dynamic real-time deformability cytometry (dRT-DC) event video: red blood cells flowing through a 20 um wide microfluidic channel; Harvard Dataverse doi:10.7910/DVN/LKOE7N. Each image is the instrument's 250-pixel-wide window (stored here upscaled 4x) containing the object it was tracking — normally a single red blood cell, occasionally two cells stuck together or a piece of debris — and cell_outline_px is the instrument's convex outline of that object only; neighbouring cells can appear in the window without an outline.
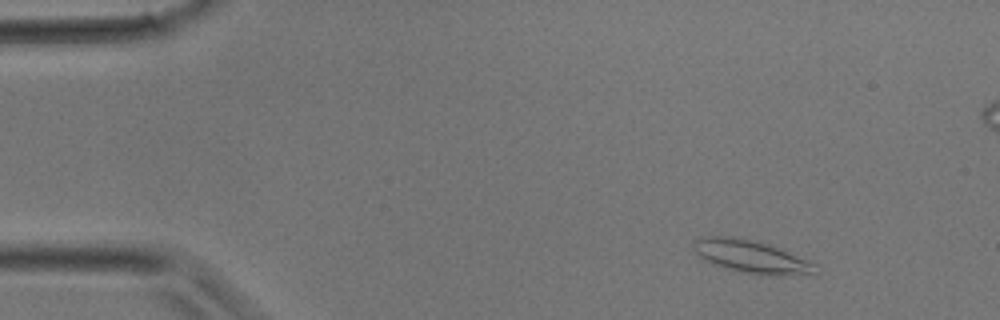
{"species": "common noctule bat (a hibernating species)", "species_latin": "Nyctalus noctula", "temperature_condition": "room temperature", "stored_images_in_passage": 35, "camera_frame_rate_fps": 3000, "um_per_image_px": 0.085, "animal": {"sex": "male", "body_mass_g": 17.9}, "frame": {"image": 1, "passage_image": 4, "time_ms": 1.0, "image_size_px": [1000, 320], "cell_outline_px": [[816, 264], [812, 272], [768, 276], [744, 272], [728, 268], [716, 264], [700, 256], [692, 248], [692, 240], [704, 236], [728, 236], [752, 240], [772, 244]], "centroid_in_image_um": [63.79, 21.77], "position_along_channel_um": 21.2, "area_um2": 22.72}}
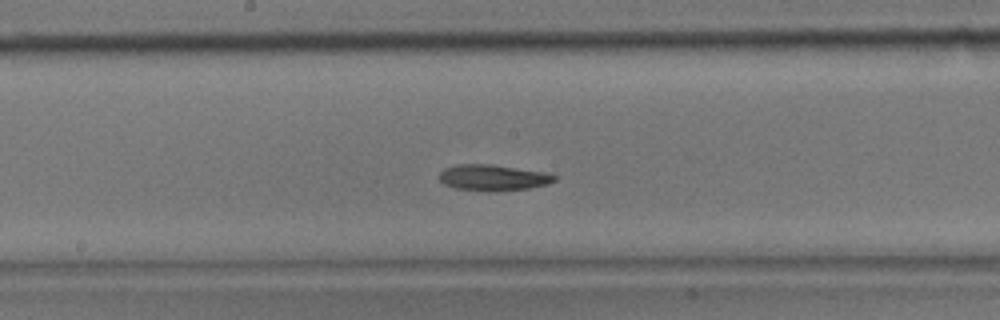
{"frame": {"image": 2, "passage_image": 18, "time_ms": 5.667, "image_size_px": [1000, 320], "cell_outline_px": [[556, 180], [548, 184], [528, 188], [492, 192], [488, 192], [456, 188], [444, 184], [440, 180], [440, 172], [444, 168], [456, 164], [492, 164], [544, 172], [556, 176]], "centroid_in_image_um": [41.89, 15.1], "position_along_channel_um": 206.3, "area_um2": 17.51}}
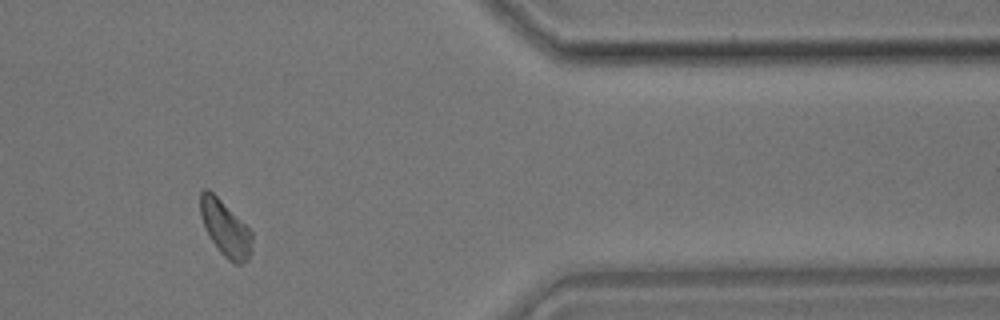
{"frame": {"image": 3, "passage_image": 29, "time_ms": 9.333, "image_size_px": [1000, 320], "cell_outline_px": [[252, 252], [248, 260], [240, 264], [236, 264], [228, 260], [220, 252], [212, 240], [200, 216], [200, 192], [204, 188], [208, 188], [252, 232]], "centroid_in_image_um": [19.16, 19.43], "position_along_channel_um": 392.2, "area_um2": 16.42}}